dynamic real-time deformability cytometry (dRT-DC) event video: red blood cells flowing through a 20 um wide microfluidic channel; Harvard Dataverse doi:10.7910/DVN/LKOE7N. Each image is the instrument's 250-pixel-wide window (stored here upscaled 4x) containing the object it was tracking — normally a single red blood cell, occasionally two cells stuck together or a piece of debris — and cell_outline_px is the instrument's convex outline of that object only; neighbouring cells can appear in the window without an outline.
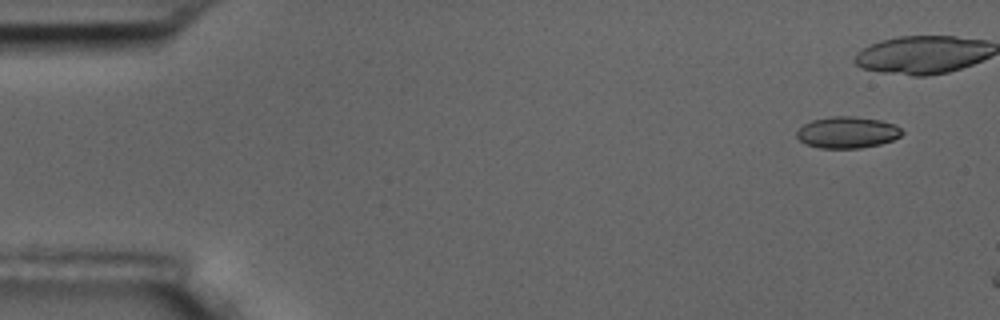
{"species": "common noctule bat (a hibernating species)", "species_latin": "Nyctalus noctula", "temperature_condition": "room temperature", "stored_images_in_passage": 5, "camera_frame_rate_fps": 3000, "um_per_image_px": 0.085, "animal": {"sex": "male", "body_mass_g": 17.5, "forearm_length_mm": 52.3}, "frame": {"image": 1, "passage_image": 1, "time_ms": 0.0, "image_size_px": [1000, 320], "cell_outline_px": [[904, 132], [900, 136], [892, 140], [880, 144], [860, 148], [820, 148], [808, 144], [800, 140], [796, 136], [796, 132], [804, 124], [812, 120], [832, 116], [856, 116], [880, 120], [896, 124]], "centroid_in_image_um": [72.04, 11.24], "position_along_channel_um": 13.0, "area_um2": 19.31}}